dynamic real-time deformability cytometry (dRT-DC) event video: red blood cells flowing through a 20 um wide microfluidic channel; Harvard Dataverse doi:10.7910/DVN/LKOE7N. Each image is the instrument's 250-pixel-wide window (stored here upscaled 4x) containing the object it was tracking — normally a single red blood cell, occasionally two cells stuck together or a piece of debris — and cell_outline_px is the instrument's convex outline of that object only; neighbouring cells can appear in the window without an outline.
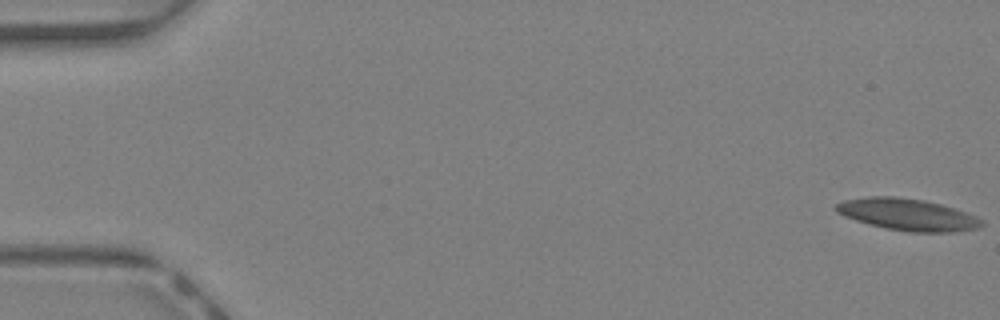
{"species": "Egyptian fruit bat (a non-hibernating species)", "species_latin": "Rousettus aegyptiacus", "temperature_condition": "warm", "stored_images_in_passage": 15, "segment_of_instrument_passage": [1, 2], "camera_frame_rate_fps": 3000, "um_per_image_px": 0.085, "animal": {"sex": "female"}, "frame": {"image": 1, "passage_image": 1, "time_ms": 0.0, "image_size_px": [1000, 320], "cell_outline_px": [[984, 224], [976, 228], [952, 232], [908, 232], [884, 228], [868, 224], [844, 216], [836, 212], [832, 208], [836, 204], [844, 200], [868, 196], [896, 196], [924, 200], [940, 204], [976, 216], [984, 220]], "centroid_in_image_um": [77.09, 18.23], "position_along_channel_um": 7.9, "area_um2": 27.05}}
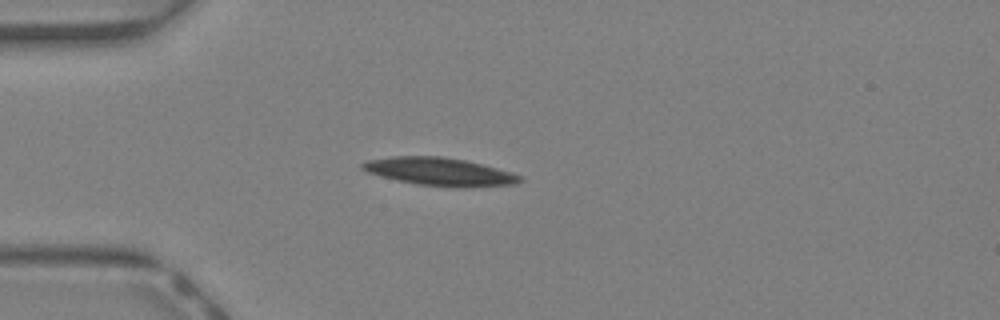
{"frame": {"image": 2, "passage_image": 13, "time_ms": 4.0, "image_size_px": [1000, 320], "cell_outline_px": [[524, 180], [516, 184], [472, 188], [456, 188], [416, 184], [396, 180], [380, 176], [368, 172], [360, 168], [360, 164], [368, 160], [392, 156], [440, 156], [464, 160], [512, 172], [520, 176]], "centroid_in_image_um": [37.38, 14.61], "position_along_channel_um": 47.6, "area_um2": 25.89}}